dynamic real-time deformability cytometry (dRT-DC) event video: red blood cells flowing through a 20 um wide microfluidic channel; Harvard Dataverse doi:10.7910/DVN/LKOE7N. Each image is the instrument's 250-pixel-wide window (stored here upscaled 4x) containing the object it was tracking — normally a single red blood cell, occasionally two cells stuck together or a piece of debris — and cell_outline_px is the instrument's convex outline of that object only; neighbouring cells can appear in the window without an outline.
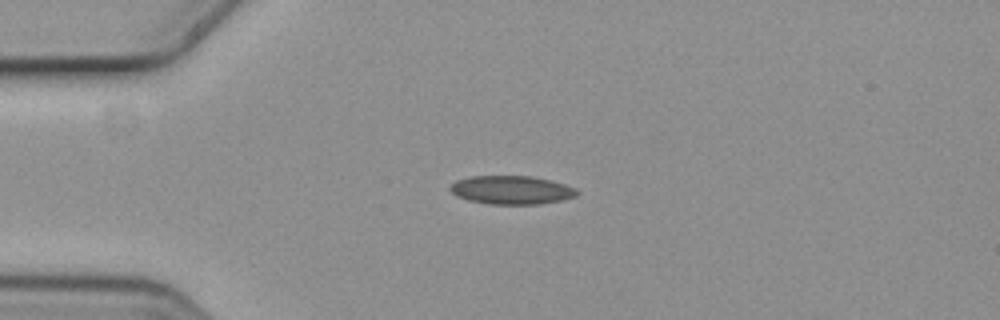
{"species": "common noctule bat (a hibernating species)", "species_latin": "Nyctalus noctula", "temperature_condition": "cold", "stored_images_in_passage": 3, "camera_frame_rate_fps": 3000, "um_per_image_px": 0.085, "animal": {"sex": "female", "body_mass_g": 19.3, "forearm_length_mm": 54.1}, "frame": {"image": 1, "passage_image": 1, "time_ms": 0.0, "image_size_px": [1000, 320], "cell_outline_px": [[580, 192], [576, 196], [560, 200], [540, 204], [488, 204], [468, 200], [456, 196], [448, 188], [456, 180], [472, 176], [532, 176], [564, 184], [576, 188]], "centroid_in_image_um": [43.46, 16.15], "position_along_channel_um": 41.5, "area_um2": 21.04}}
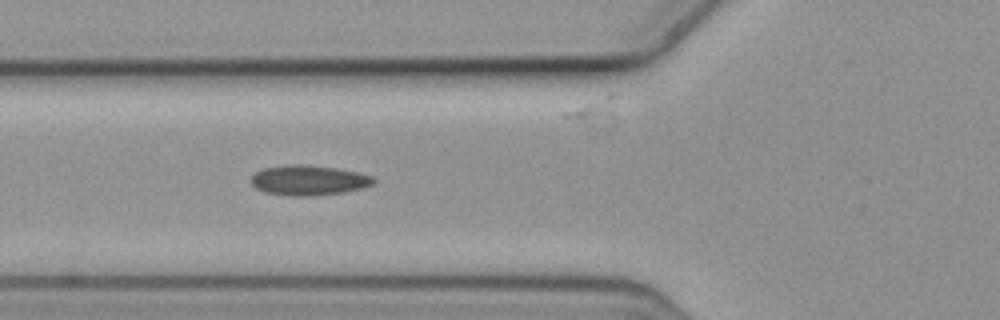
{"frame": {"image": 2, "passage_image": 3, "time_ms": 0.667, "image_size_px": [1000, 320], "cell_outline_px": [[376, 180], [372, 184], [364, 188], [344, 192], [308, 196], [292, 196], [264, 192], [256, 188], [248, 180], [256, 172], [264, 168], [288, 164], [304, 164], [336, 168], [356, 172], [372, 176]], "centroid_in_image_um": [26.21, 15.32], "position_along_channel_um": 99.6, "area_um2": 21.5}}